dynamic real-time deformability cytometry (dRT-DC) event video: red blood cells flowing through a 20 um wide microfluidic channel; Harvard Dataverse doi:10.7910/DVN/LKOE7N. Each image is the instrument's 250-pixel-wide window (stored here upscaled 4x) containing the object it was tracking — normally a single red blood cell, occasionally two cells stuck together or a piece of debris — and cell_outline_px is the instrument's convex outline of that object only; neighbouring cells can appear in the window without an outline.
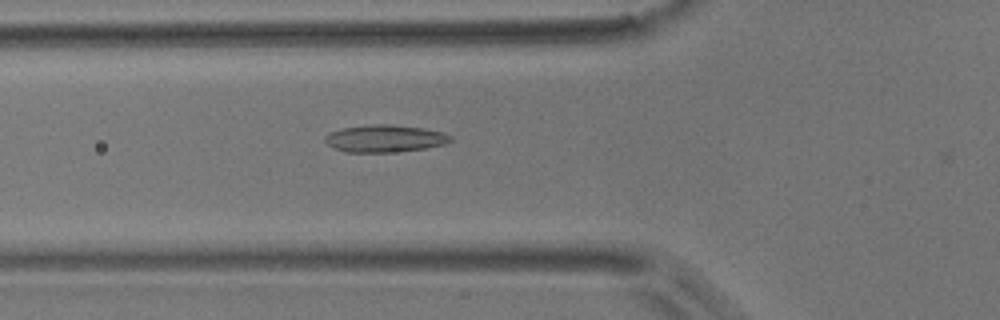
{"species": "common noctule bat (a hibernating species)", "species_latin": "Nyctalus noctula", "temperature_condition": "room temperature", "stored_images_in_passage": 39, "camera_frame_rate_fps": 3000, "um_per_image_px": 0.085, "animal": {"sex": "male", "body_mass_g": 17.9}, "frame": {"image": 1, "passage_image": 4, "time_ms": 1.0, "image_size_px": [1000, 320], "cell_outline_px": [[452, 140], [444, 144], [428, 148], [392, 152], [344, 152], [328, 144], [324, 140], [324, 136], [328, 132], [340, 128], [376, 124], [392, 124], [424, 128], [444, 132], [452, 136]], "centroid_in_image_um": [32.72, 11.76], "position_along_channel_um": 93.1, "area_um2": 20.11}}
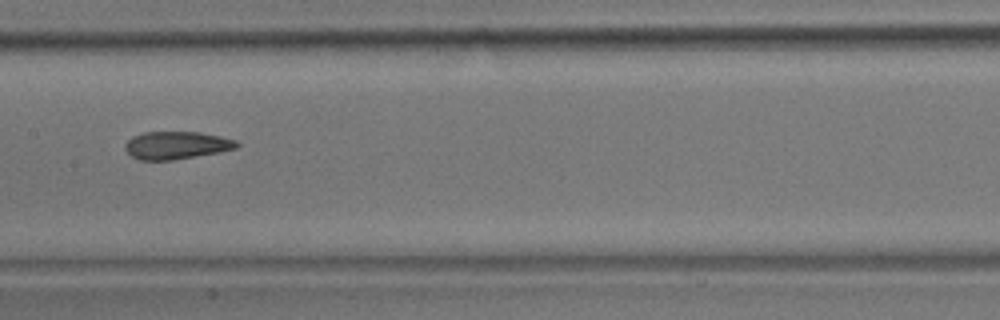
{"frame": {"image": 2, "passage_image": 12, "time_ms": 3.667, "image_size_px": [1000, 320], "cell_outline_px": [[240, 144], [236, 148], [220, 152], [172, 160], [140, 160], [132, 156], [124, 148], [124, 144], [132, 136], [144, 132], [200, 132], [220, 136], [236, 140]], "centroid_in_image_um": [14.99, 12.34], "position_along_channel_um": 192.4, "area_um2": 18.03}}
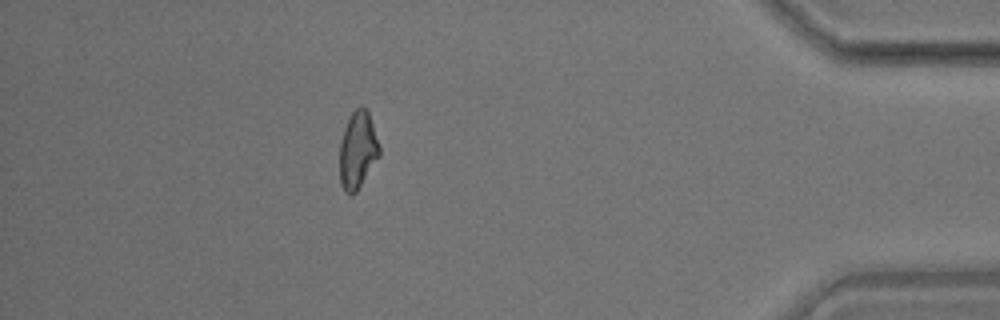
{"frame": {"image": 3, "passage_image": 33, "time_ms": 10.667, "image_size_px": [1000, 320], "cell_outline_px": [[380, 156], [356, 192], [352, 196], [344, 192], [340, 184], [340, 144], [344, 128], [352, 112], [360, 104], [368, 112], [380, 148]], "centroid_in_image_um": [30.39, 12.8], "position_along_channel_um": 404.8, "area_um2": 17.8}, "authors_computed_cell_mechanics": {"area_um2": 18.0336, "velocity_mm_per_s": 3.6923, "shape_relaxation_time_tau1_ms": 11.0189, "shape_relaxation_time_tau2_ms": 2.5121, "deformation_change_tau1": 0.2297, "deformation_change_tau2": 0.0895}}